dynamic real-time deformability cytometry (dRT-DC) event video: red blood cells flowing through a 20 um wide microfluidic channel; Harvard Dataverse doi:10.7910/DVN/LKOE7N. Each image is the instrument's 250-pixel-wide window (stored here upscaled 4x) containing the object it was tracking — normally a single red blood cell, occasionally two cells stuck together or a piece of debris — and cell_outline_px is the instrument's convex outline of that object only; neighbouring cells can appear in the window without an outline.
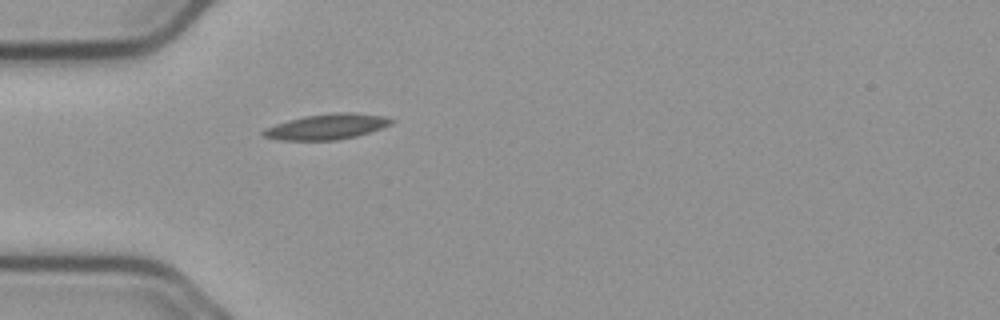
{"species": "common noctule bat (a hibernating species)", "species_latin": "Nyctalus noctula", "temperature_condition": "cold", "stored_images_in_passage": 40, "camera_frame_rate_fps": 3000, "um_per_image_px": 0.085, "animal": {"sex": "male", "body_mass_g": 23.1, "forearm_length_mm": 52.7}, "frame": {"image": 1, "passage_image": 1, "time_ms": 0.0, "image_size_px": [1000, 320], "cell_outline_px": [[396, 120], [392, 124], [356, 136], [336, 140], [280, 140], [264, 136], [260, 132], [264, 128], [288, 120], [304, 116], [332, 112], [352, 112], [384, 116]], "centroid_in_image_um": [27.77, 10.75], "position_along_channel_um": 57.2, "area_um2": 19.02}}
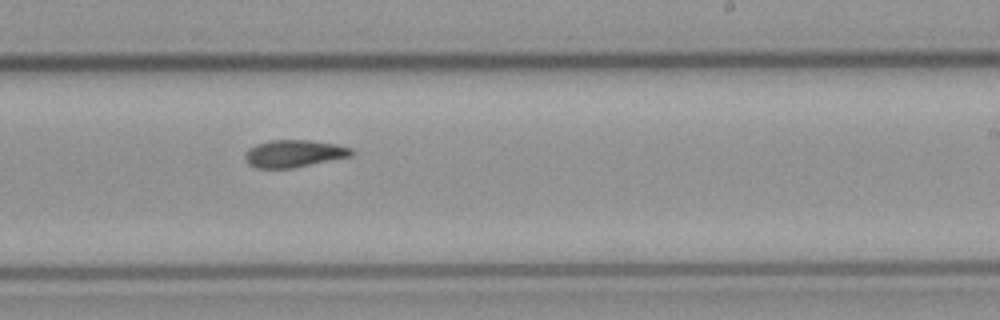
{"frame": {"image": 2, "passage_image": 18, "time_ms": 5.667, "image_size_px": [1000, 320], "cell_outline_px": [[356, 152], [352, 156], [292, 168], [256, 168], [248, 164], [244, 156], [248, 148], [256, 144], [268, 140], [308, 140], [336, 144], [352, 148]], "centroid_in_image_um": [24.99, 13.05], "position_along_channel_um": 264.0, "area_um2": 17.05}}
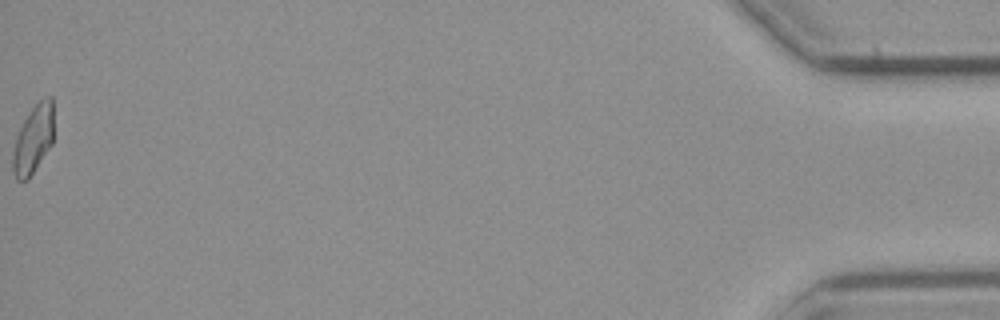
{"frame": {"image": 3, "passage_image": 40, "time_ms": 13.0, "image_size_px": [1000, 320], "cell_outline_px": [[52, 144], [28, 180], [16, 180], [12, 172], [12, 152], [16, 136], [24, 120], [32, 108], [40, 100], [48, 96], [52, 96]], "centroid_in_image_um": [2.8, 11.89], "position_along_channel_um": 432.4, "area_um2": 16.18}, "authors_computed_cell_mechanics": {"area_um2": 16.9065, "velocity_mm_per_s": 3.7255, "shape_relaxation_time_tau1_ms": null, "shape_relaxation_time_tau2_ms": 4.553, "deformation_change_tau1": null, "deformation_change_tau2": 0.1078}}